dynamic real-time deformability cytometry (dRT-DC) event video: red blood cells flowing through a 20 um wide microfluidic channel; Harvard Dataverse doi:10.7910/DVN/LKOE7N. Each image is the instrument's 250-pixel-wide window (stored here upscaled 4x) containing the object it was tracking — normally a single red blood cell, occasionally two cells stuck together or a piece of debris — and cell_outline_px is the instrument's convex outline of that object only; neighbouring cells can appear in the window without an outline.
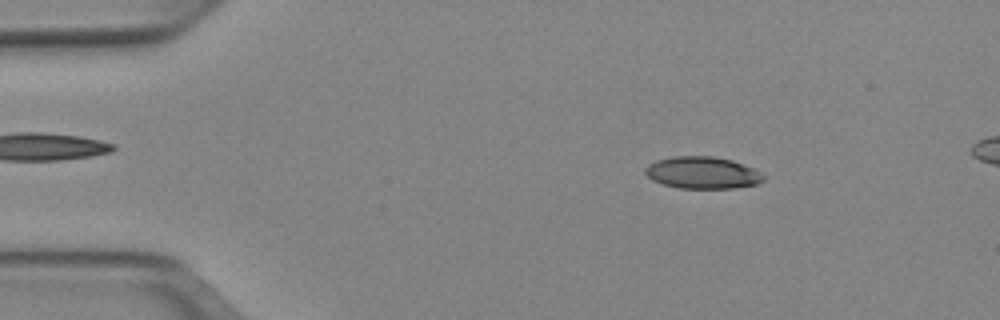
{"species": "Egyptian fruit bat (a non-hibernating species)", "species_latin": "Rousettus aegyptiacus", "temperature_condition": "cold", "stored_images_in_passage": 50, "camera_frame_rate_fps": 3000, "um_per_image_px": 0.085, "animal": {"sex": "female"}, "frame": {"image": 1, "passage_image": 7, "time_ms": 2.0, "image_size_px": [1000, 320], "cell_outline_px": [[764, 180], [756, 184], [732, 188], [680, 188], [664, 184], [652, 180], [644, 172], [644, 168], [648, 164], [656, 160], [672, 156], [712, 156], [732, 160], [752, 168], [760, 172], [764, 176]], "centroid_in_image_um": [59.67, 14.67], "position_along_channel_um": 25.3, "area_um2": 21.96}}
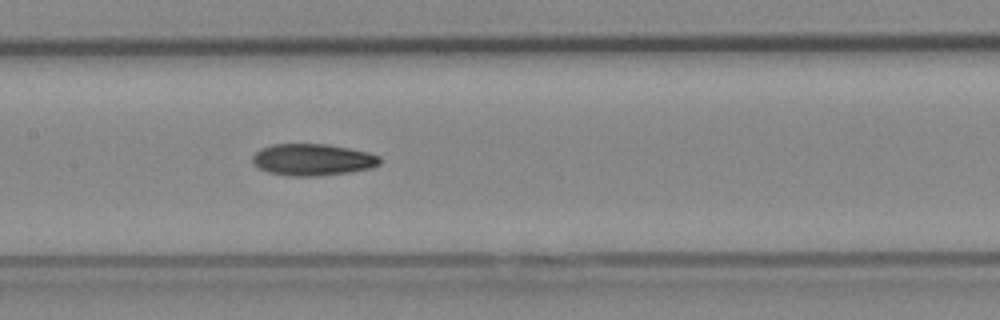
{"frame": {"image": 2, "passage_image": 24, "time_ms": 7.667, "image_size_px": [1000, 320], "cell_outline_px": [[380, 164], [372, 168], [348, 172], [320, 176], [288, 176], [268, 172], [252, 164], [252, 156], [260, 148], [272, 144], [328, 144], [368, 152], [380, 156]], "centroid_in_image_um": [26.56, 13.57], "position_along_channel_um": 180.8, "area_um2": 23.7}}
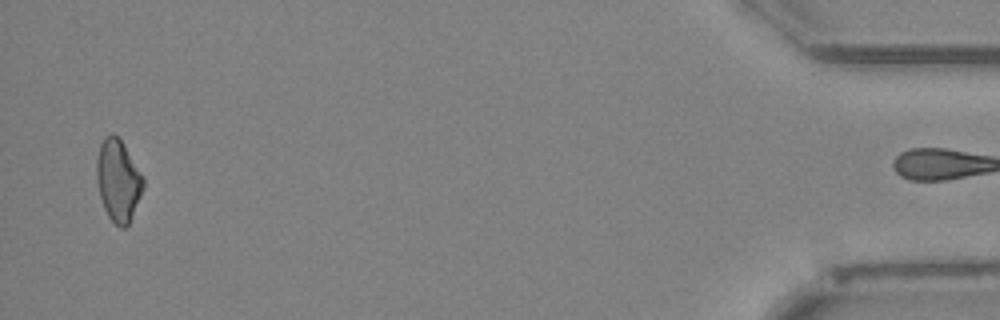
{"frame": {"image": 3, "passage_image": 49, "time_ms": 16.0, "image_size_px": [1000, 320], "cell_outline_px": [[144, 188], [128, 224], [124, 228], [120, 228], [108, 216], [104, 208], [100, 196], [96, 180], [96, 160], [100, 144], [104, 136], [112, 132], [120, 140], [144, 176]], "centroid_in_image_um": [10.03, 15.32], "position_along_channel_um": 425.2, "area_um2": 22.14}}